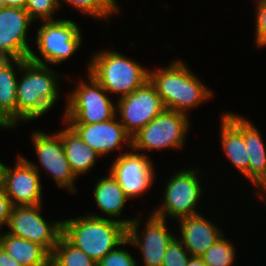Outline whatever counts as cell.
<instances>
[{"mask_svg": "<svg viewBox=\"0 0 266 266\" xmlns=\"http://www.w3.org/2000/svg\"><path fill=\"white\" fill-rule=\"evenodd\" d=\"M24 60L0 58V125L4 129H14L17 126L16 88L18 79L14 67L20 69Z\"/></svg>", "mask_w": 266, "mask_h": 266, "instance_id": "d6986e66", "label": "cell"}, {"mask_svg": "<svg viewBox=\"0 0 266 266\" xmlns=\"http://www.w3.org/2000/svg\"><path fill=\"white\" fill-rule=\"evenodd\" d=\"M187 266H206V264L203 262L201 257H193V256H191L189 258Z\"/></svg>", "mask_w": 266, "mask_h": 266, "instance_id": "e575fe53", "label": "cell"}, {"mask_svg": "<svg viewBox=\"0 0 266 266\" xmlns=\"http://www.w3.org/2000/svg\"><path fill=\"white\" fill-rule=\"evenodd\" d=\"M19 70L23 73L21 79L17 80L16 88L17 123L45 115L60 96L57 82L59 74L54 73L48 64L25 59Z\"/></svg>", "mask_w": 266, "mask_h": 266, "instance_id": "7a4b0ae2", "label": "cell"}, {"mask_svg": "<svg viewBox=\"0 0 266 266\" xmlns=\"http://www.w3.org/2000/svg\"><path fill=\"white\" fill-rule=\"evenodd\" d=\"M88 82H78L67 98L64 122L93 124L108 121L116 116V104L98 81L87 73ZM108 94V95H106Z\"/></svg>", "mask_w": 266, "mask_h": 266, "instance_id": "5b68a950", "label": "cell"}, {"mask_svg": "<svg viewBox=\"0 0 266 266\" xmlns=\"http://www.w3.org/2000/svg\"><path fill=\"white\" fill-rule=\"evenodd\" d=\"M188 119L185 113L165 109L132 136L131 150L141 152L182 148L190 124Z\"/></svg>", "mask_w": 266, "mask_h": 266, "instance_id": "52a82bcc", "label": "cell"}, {"mask_svg": "<svg viewBox=\"0 0 266 266\" xmlns=\"http://www.w3.org/2000/svg\"><path fill=\"white\" fill-rule=\"evenodd\" d=\"M5 6L4 0H0V8H3Z\"/></svg>", "mask_w": 266, "mask_h": 266, "instance_id": "8d00e7d4", "label": "cell"}, {"mask_svg": "<svg viewBox=\"0 0 266 266\" xmlns=\"http://www.w3.org/2000/svg\"><path fill=\"white\" fill-rule=\"evenodd\" d=\"M5 6L25 9L26 0H4Z\"/></svg>", "mask_w": 266, "mask_h": 266, "instance_id": "836d02e7", "label": "cell"}, {"mask_svg": "<svg viewBox=\"0 0 266 266\" xmlns=\"http://www.w3.org/2000/svg\"><path fill=\"white\" fill-rule=\"evenodd\" d=\"M51 266H97V263L61 235L51 254Z\"/></svg>", "mask_w": 266, "mask_h": 266, "instance_id": "cb8c5ba5", "label": "cell"}, {"mask_svg": "<svg viewBox=\"0 0 266 266\" xmlns=\"http://www.w3.org/2000/svg\"><path fill=\"white\" fill-rule=\"evenodd\" d=\"M140 218H133L127 227V238L132 246H136L142 253L144 266H162L168 244L174 235L167 229L166 219L153 214L148 217L143 234L138 230ZM139 232V233H138Z\"/></svg>", "mask_w": 266, "mask_h": 266, "instance_id": "7c38bea8", "label": "cell"}, {"mask_svg": "<svg viewBox=\"0 0 266 266\" xmlns=\"http://www.w3.org/2000/svg\"><path fill=\"white\" fill-rule=\"evenodd\" d=\"M224 235L219 238L202 256L206 266H233L235 248Z\"/></svg>", "mask_w": 266, "mask_h": 266, "instance_id": "484cf974", "label": "cell"}, {"mask_svg": "<svg viewBox=\"0 0 266 266\" xmlns=\"http://www.w3.org/2000/svg\"><path fill=\"white\" fill-rule=\"evenodd\" d=\"M31 138L39 162L47 175L50 174L60 188H67L71 193L77 192L74 182L77 177L70 168L59 133L48 135L39 130L33 132Z\"/></svg>", "mask_w": 266, "mask_h": 266, "instance_id": "4fadbf2b", "label": "cell"}, {"mask_svg": "<svg viewBox=\"0 0 266 266\" xmlns=\"http://www.w3.org/2000/svg\"><path fill=\"white\" fill-rule=\"evenodd\" d=\"M61 0H57L60 7ZM65 3H68L73 8L81 10L84 14L93 16L94 18H99L108 20L110 15L120 12L119 7L117 6L116 0H63Z\"/></svg>", "mask_w": 266, "mask_h": 266, "instance_id": "d4e9b609", "label": "cell"}, {"mask_svg": "<svg viewBox=\"0 0 266 266\" xmlns=\"http://www.w3.org/2000/svg\"><path fill=\"white\" fill-rule=\"evenodd\" d=\"M86 216L62 220V235L96 263L116 247L131 244L127 226L121 221L96 214Z\"/></svg>", "mask_w": 266, "mask_h": 266, "instance_id": "6da1fadb", "label": "cell"}, {"mask_svg": "<svg viewBox=\"0 0 266 266\" xmlns=\"http://www.w3.org/2000/svg\"><path fill=\"white\" fill-rule=\"evenodd\" d=\"M12 207L9 197L6 195L3 186L0 185V229L3 225H8Z\"/></svg>", "mask_w": 266, "mask_h": 266, "instance_id": "4dcf8cb0", "label": "cell"}, {"mask_svg": "<svg viewBox=\"0 0 266 266\" xmlns=\"http://www.w3.org/2000/svg\"><path fill=\"white\" fill-rule=\"evenodd\" d=\"M221 145L226 157L249 180V155L244 143V117L227 112L221 116Z\"/></svg>", "mask_w": 266, "mask_h": 266, "instance_id": "ac0fdd59", "label": "cell"}, {"mask_svg": "<svg viewBox=\"0 0 266 266\" xmlns=\"http://www.w3.org/2000/svg\"><path fill=\"white\" fill-rule=\"evenodd\" d=\"M258 2H266V0H256L255 3H258Z\"/></svg>", "mask_w": 266, "mask_h": 266, "instance_id": "74e56055", "label": "cell"}, {"mask_svg": "<svg viewBox=\"0 0 266 266\" xmlns=\"http://www.w3.org/2000/svg\"><path fill=\"white\" fill-rule=\"evenodd\" d=\"M144 153L126 152L114 160L110 173L117 180L125 195L131 199L150 189L154 179V165Z\"/></svg>", "mask_w": 266, "mask_h": 266, "instance_id": "5bb4252c", "label": "cell"}, {"mask_svg": "<svg viewBox=\"0 0 266 266\" xmlns=\"http://www.w3.org/2000/svg\"><path fill=\"white\" fill-rule=\"evenodd\" d=\"M97 266H137V261L127 250L115 248L102 258Z\"/></svg>", "mask_w": 266, "mask_h": 266, "instance_id": "f1b7e54d", "label": "cell"}, {"mask_svg": "<svg viewBox=\"0 0 266 266\" xmlns=\"http://www.w3.org/2000/svg\"><path fill=\"white\" fill-rule=\"evenodd\" d=\"M93 195L98 208L109 216L108 218L111 217L113 220L121 221L127 227L133 221L131 219H119L128 197L110 172L109 176L98 179Z\"/></svg>", "mask_w": 266, "mask_h": 266, "instance_id": "7402d4cb", "label": "cell"}, {"mask_svg": "<svg viewBox=\"0 0 266 266\" xmlns=\"http://www.w3.org/2000/svg\"><path fill=\"white\" fill-rule=\"evenodd\" d=\"M41 206L12 207L7 233L37 243L52 254L62 235V221L49 224L41 216Z\"/></svg>", "mask_w": 266, "mask_h": 266, "instance_id": "9c48e42d", "label": "cell"}, {"mask_svg": "<svg viewBox=\"0 0 266 266\" xmlns=\"http://www.w3.org/2000/svg\"><path fill=\"white\" fill-rule=\"evenodd\" d=\"M149 81L168 110L187 114L212 96L211 90L181 60L171 61L160 70H150Z\"/></svg>", "mask_w": 266, "mask_h": 266, "instance_id": "3957f363", "label": "cell"}, {"mask_svg": "<svg viewBox=\"0 0 266 266\" xmlns=\"http://www.w3.org/2000/svg\"><path fill=\"white\" fill-rule=\"evenodd\" d=\"M190 257L179 238L174 237L168 244L162 266H187Z\"/></svg>", "mask_w": 266, "mask_h": 266, "instance_id": "83f0119b", "label": "cell"}, {"mask_svg": "<svg viewBox=\"0 0 266 266\" xmlns=\"http://www.w3.org/2000/svg\"><path fill=\"white\" fill-rule=\"evenodd\" d=\"M180 242L193 257H201L219 238L221 230L203 215L196 214L178 219Z\"/></svg>", "mask_w": 266, "mask_h": 266, "instance_id": "e0dca14e", "label": "cell"}, {"mask_svg": "<svg viewBox=\"0 0 266 266\" xmlns=\"http://www.w3.org/2000/svg\"><path fill=\"white\" fill-rule=\"evenodd\" d=\"M88 73L110 94L130 95L149 80V70L113 50L98 51L91 58Z\"/></svg>", "mask_w": 266, "mask_h": 266, "instance_id": "277c9868", "label": "cell"}, {"mask_svg": "<svg viewBox=\"0 0 266 266\" xmlns=\"http://www.w3.org/2000/svg\"><path fill=\"white\" fill-rule=\"evenodd\" d=\"M59 8L57 0H26L25 10L30 17L36 21L40 19L44 21L54 20L55 10Z\"/></svg>", "mask_w": 266, "mask_h": 266, "instance_id": "4316f807", "label": "cell"}, {"mask_svg": "<svg viewBox=\"0 0 266 266\" xmlns=\"http://www.w3.org/2000/svg\"><path fill=\"white\" fill-rule=\"evenodd\" d=\"M58 133L72 172L76 177L88 173L100 155L90 148L69 125Z\"/></svg>", "mask_w": 266, "mask_h": 266, "instance_id": "ffe728a7", "label": "cell"}, {"mask_svg": "<svg viewBox=\"0 0 266 266\" xmlns=\"http://www.w3.org/2000/svg\"><path fill=\"white\" fill-rule=\"evenodd\" d=\"M114 118L93 124H69L78 136L101 157L112 152L124 144L132 148V136L124 129V126ZM122 145V146H121Z\"/></svg>", "mask_w": 266, "mask_h": 266, "instance_id": "2e32d148", "label": "cell"}, {"mask_svg": "<svg viewBox=\"0 0 266 266\" xmlns=\"http://www.w3.org/2000/svg\"><path fill=\"white\" fill-rule=\"evenodd\" d=\"M33 19L23 8H0V58L28 59L27 33Z\"/></svg>", "mask_w": 266, "mask_h": 266, "instance_id": "9a60e30c", "label": "cell"}, {"mask_svg": "<svg viewBox=\"0 0 266 266\" xmlns=\"http://www.w3.org/2000/svg\"><path fill=\"white\" fill-rule=\"evenodd\" d=\"M244 143L249 155V181L252 184L266 170V147L259 130L246 118Z\"/></svg>", "mask_w": 266, "mask_h": 266, "instance_id": "603a6c76", "label": "cell"}, {"mask_svg": "<svg viewBox=\"0 0 266 266\" xmlns=\"http://www.w3.org/2000/svg\"><path fill=\"white\" fill-rule=\"evenodd\" d=\"M0 233V247L22 266H51V254L41 245Z\"/></svg>", "mask_w": 266, "mask_h": 266, "instance_id": "44dd1931", "label": "cell"}, {"mask_svg": "<svg viewBox=\"0 0 266 266\" xmlns=\"http://www.w3.org/2000/svg\"><path fill=\"white\" fill-rule=\"evenodd\" d=\"M37 29L36 43L43 60L33 51L28 59L47 65H58L69 59L82 45V34L78 24L71 20L43 21ZM81 44V45H80ZM45 60V62H44Z\"/></svg>", "mask_w": 266, "mask_h": 266, "instance_id": "8992f818", "label": "cell"}, {"mask_svg": "<svg viewBox=\"0 0 266 266\" xmlns=\"http://www.w3.org/2000/svg\"><path fill=\"white\" fill-rule=\"evenodd\" d=\"M252 185H255V187L258 189L256 191V195L259 196V198L265 200L266 198V170L253 182Z\"/></svg>", "mask_w": 266, "mask_h": 266, "instance_id": "1f68e13d", "label": "cell"}, {"mask_svg": "<svg viewBox=\"0 0 266 266\" xmlns=\"http://www.w3.org/2000/svg\"><path fill=\"white\" fill-rule=\"evenodd\" d=\"M0 266H22L0 247Z\"/></svg>", "mask_w": 266, "mask_h": 266, "instance_id": "d6a6232c", "label": "cell"}, {"mask_svg": "<svg viewBox=\"0 0 266 266\" xmlns=\"http://www.w3.org/2000/svg\"><path fill=\"white\" fill-rule=\"evenodd\" d=\"M256 45L257 47L266 46V2L256 3Z\"/></svg>", "mask_w": 266, "mask_h": 266, "instance_id": "f546056e", "label": "cell"}, {"mask_svg": "<svg viewBox=\"0 0 266 266\" xmlns=\"http://www.w3.org/2000/svg\"><path fill=\"white\" fill-rule=\"evenodd\" d=\"M3 168L4 164L0 162V185H2Z\"/></svg>", "mask_w": 266, "mask_h": 266, "instance_id": "d590c367", "label": "cell"}, {"mask_svg": "<svg viewBox=\"0 0 266 266\" xmlns=\"http://www.w3.org/2000/svg\"><path fill=\"white\" fill-rule=\"evenodd\" d=\"M197 172L198 169H180L175 173L164 188L163 203L152 214L163 219L199 214L196 206L202 196V187Z\"/></svg>", "mask_w": 266, "mask_h": 266, "instance_id": "ba28073f", "label": "cell"}, {"mask_svg": "<svg viewBox=\"0 0 266 266\" xmlns=\"http://www.w3.org/2000/svg\"><path fill=\"white\" fill-rule=\"evenodd\" d=\"M2 186L13 207L42 205L38 167L25 157H18L13 169L4 165Z\"/></svg>", "mask_w": 266, "mask_h": 266, "instance_id": "8fae6325", "label": "cell"}, {"mask_svg": "<svg viewBox=\"0 0 266 266\" xmlns=\"http://www.w3.org/2000/svg\"><path fill=\"white\" fill-rule=\"evenodd\" d=\"M117 101L116 116H120V123L131 136L165 110L161 97L149 80Z\"/></svg>", "mask_w": 266, "mask_h": 266, "instance_id": "30bf717a", "label": "cell"}]
</instances>
